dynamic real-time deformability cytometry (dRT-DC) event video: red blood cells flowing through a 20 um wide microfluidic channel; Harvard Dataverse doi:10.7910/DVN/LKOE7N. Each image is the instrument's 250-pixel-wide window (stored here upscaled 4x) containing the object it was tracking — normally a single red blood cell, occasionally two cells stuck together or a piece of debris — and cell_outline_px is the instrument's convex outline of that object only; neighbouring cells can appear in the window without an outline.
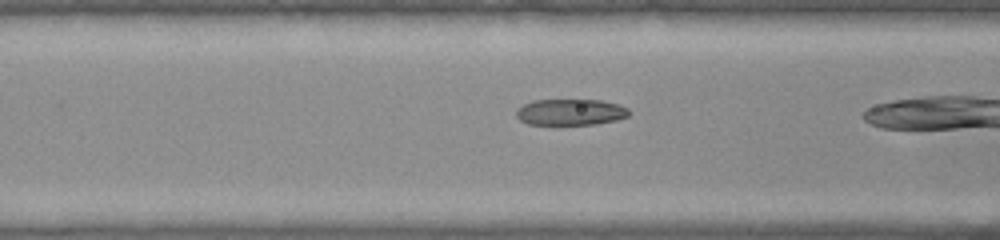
{"species": "common noctule bat (a hibernating species)", "species_latin": "Nyctalus noctula", "temperature_condition": "warm", "stored_images_in_passage": 9, "camera_frame_rate_fps": 3000, "um_per_image_px": 0.085, "animal": {"sex": "female", "body_mass_g": 22.0, "forearm_length_mm": 56.7}, "frame": {"image": 1, "passage_image": 4, "time_ms": 1.0, "image_size_px": [1000, 240], "cell_outline_px": [[628, 116], [616, 120], [596, 124], [528, 124], [520, 120], [516, 116], [516, 112], [524, 104], [532, 100], [600, 100], [616, 104], [628, 108]], "centroid_in_image_um": [48.48, 9.53], "position_along_channel_um": 118.1, "area_um2": 16.99}}
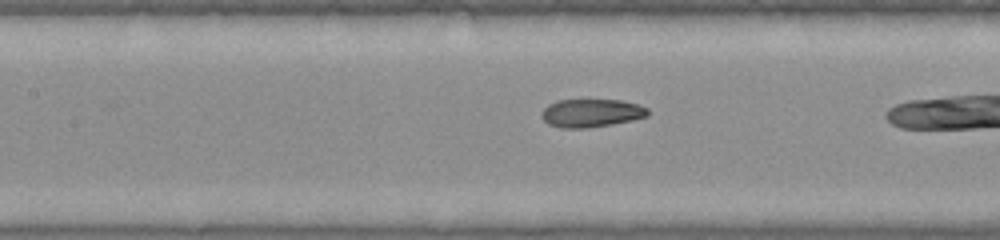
{"frame": {"image": 2, "passage_image": 7, "time_ms": 2.0, "image_size_px": [1000, 240], "cell_outline_px": [[648, 116], [632, 120], [612, 124], [588, 128], [560, 128], [548, 124], [540, 116], [544, 108], [548, 104], [556, 100], [620, 100], [636, 104], [648, 108]], "centroid_in_image_um": [50.23, 9.61], "position_along_channel_um": 157.2, "area_um2": 17.46}}